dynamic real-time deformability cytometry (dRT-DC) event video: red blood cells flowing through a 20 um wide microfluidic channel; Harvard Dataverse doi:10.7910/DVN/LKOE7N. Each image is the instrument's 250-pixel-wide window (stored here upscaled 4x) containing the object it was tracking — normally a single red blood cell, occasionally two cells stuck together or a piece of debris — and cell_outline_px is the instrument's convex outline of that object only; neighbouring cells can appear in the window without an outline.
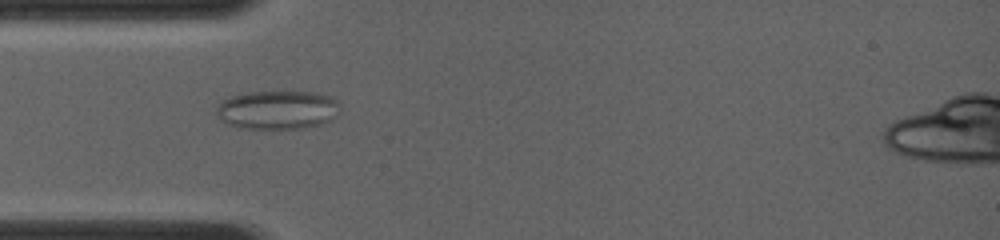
{"species": "common noctule bat (a hibernating species)", "species_latin": "Nyctalus noctula", "temperature_condition": "room temperature", "stored_images_in_passage": 32, "segment_of_instrument_passage": [1, 2], "camera_frame_rate_fps": 4000, "um_per_image_px": 0.085, "animal": {"sex": "female", "body_mass_g": 19.0, "forearm_length_mm": 56.7}, "frame": {"image": 1, "passage_image": 9, "time_ms": 3.75, "image_size_px": [1000, 240], "cell_outline_px": [[336, 116], [332, 120], [320, 124], [304, 128], [240, 128], [228, 124], [220, 120], [216, 116], [216, 108], [224, 100], [232, 96], [248, 92], [316, 92], [332, 96], [336, 104]], "centroid_in_image_um": [23.55, 9.34], "position_along_channel_um": 61.4, "area_um2": 27.63}}
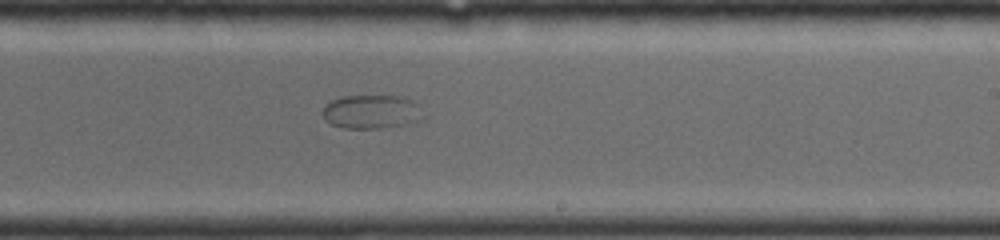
{"frame": {"image": 2, "passage_image": 19, "time_ms": 8.25, "image_size_px": [1000, 240], "cell_outline_px": [[416, 104], [404, 124], [380, 128], [344, 128], [332, 124], [324, 116], [324, 104], [332, 100], [344, 96], [400, 96], [412, 100]], "centroid_in_image_um": [31.32, 9.47], "position_along_channel_um": 257.7, "area_um2": 18.21}}
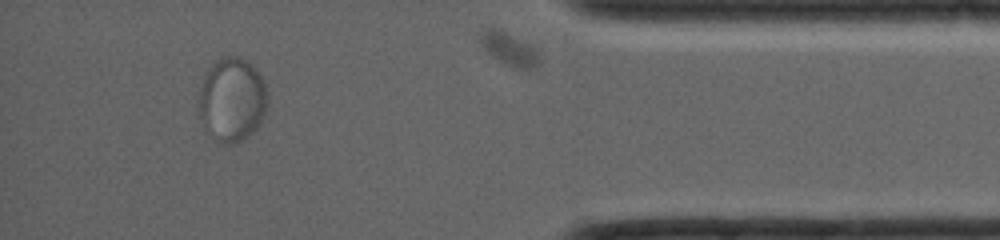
{"frame": {"image": 3, "passage_image": 28, "time_ms": 12.5, "image_size_px": [1000, 240], "cell_outline_px": [[268, 104], [264, 116], [260, 124], [252, 132], [240, 140], [232, 144], [220, 144], [204, 116], [200, 108], [200, 88], [204, 76], [212, 60], [220, 56], [240, 56], [248, 60], [256, 68], [264, 80], [268, 100]], "centroid_in_image_um": [19.8, 8.35], "position_along_channel_um": 415.4, "area_um2": 33.12}}